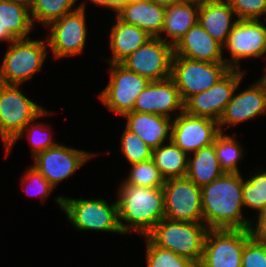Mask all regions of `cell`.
<instances>
[{
    "label": "cell",
    "mask_w": 266,
    "mask_h": 267,
    "mask_svg": "<svg viewBox=\"0 0 266 267\" xmlns=\"http://www.w3.org/2000/svg\"><path fill=\"white\" fill-rule=\"evenodd\" d=\"M243 176L225 173L201 188L203 223L209 229H249L242 212Z\"/></svg>",
    "instance_id": "obj_1"
},
{
    "label": "cell",
    "mask_w": 266,
    "mask_h": 267,
    "mask_svg": "<svg viewBox=\"0 0 266 267\" xmlns=\"http://www.w3.org/2000/svg\"><path fill=\"white\" fill-rule=\"evenodd\" d=\"M118 219L124 234L131 231L147 236L165 218L163 188L126 184L118 186Z\"/></svg>",
    "instance_id": "obj_2"
},
{
    "label": "cell",
    "mask_w": 266,
    "mask_h": 267,
    "mask_svg": "<svg viewBox=\"0 0 266 267\" xmlns=\"http://www.w3.org/2000/svg\"><path fill=\"white\" fill-rule=\"evenodd\" d=\"M68 221L80 231L113 232L123 235L118 219L117 201L111 205L105 199H73L55 197Z\"/></svg>",
    "instance_id": "obj_3"
},
{
    "label": "cell",
    "mask_w": 266,
    "mask_h": 267,
    "mask_svg": "<svg viewBox=\"0 0 266 267\" xmlns=\"http://www.w3.org/2000/svg\"><path fill=\"white\" fill-rule=\"evenodd\" d=\"M209 228L203 223L162 219L147 237L158 247L200 261Z\"/></svg>",
    "instance_id": "obj_4"
},
{
    "label": "cell",
    "mask_w": 266,
    "mask_h": 267,
    "mask_svg": "<svg viewBox=\"0 0 266 267\" xmlns=\"http://www.w3.org/2000/svg\"><path fill=\"white\" fill-rule=\"evenodd\" d=\"M0 65V83L21 85L40 71L47 56V40L17 39L9 44Z\"/></svg>",
    "instance_id": "obj_5"
},
{
    "label": "cell",
    "mask_w": 266,
    "mask_h": 267,
    "mask_svg": "<svg viewBox=\"0 0 266 267\" xmlns=\"http://www.w3.org/2000/svg\"><path fill=\"white\" fill-rule=\"evenodd\" d=\"M19 87L0 83V137L4 149L45 110L26 97Z\"/></svg>",
    "instance_id": "obj_6"
},
{
    "label": "cell",
    "mask_w": 266,
    "mask_h": 267,
    "mask_svg": "<svg viewBox=\"0 0 266 267\" xmlns=\"http://www.w3.org/2000/svg\"><path fill=\"white\" fill-rule=\"evenodd\" d=\"M226 63H213L173 56L171 78L185 102L190 96L208 90L229 71Z\"/></svg>",
    "instance_id": "obj_7"
},
{
    "label": "cell",
    "mask_w": 266,
    "mask_h": 267,
    "mask_svg": "<svg viewBox=\"0 0 266 267\" xmlns=\"http://www.w3.org/2000/svg\"><path fill=\"white\" fill-rule=\"evenodd\" d=\"M249 229H209L198 267H241Z\"/></svg>",
    "instance_id": "obj_8"
},
{
    "label": "cell",
    "mask_w": 266,
    "mask_h": 267,
    "mask_svg": "<svg viewBox=\"0 0 266 267\" xmlns=\"http://www.w3.org/2000/svg\"><path fill=\"white\" fill-rule=\"evenodd\" d=\"M109 65L111 66L109 82L98 97L106 108L123 116L133 111L136 97L150 81L127 69L121 63Z\"/></svg>",
    "instance_id": "obj_9"
},
{
    "label": "cell",
    "mask_w": 266,
    "mask_h": 267,
    "mask_svg": "<svg viewBox=\"0 0 266 267\" xmlns=\"http://www.w3.org/2000/svg\"><path fill=\"white\" fill-rule=\"evenodd\" d=\"M85 2L78 8L50 23L48 47L56 59L81 54L87 38Z\"/></svg>",
    "instance_id": "obj_10"
},
{
    "label": "cell",
    "mask_w": 266,
    "mask_h": 267,
    "mask_svg": "<svg viewBox=\"0 0 266 267\" xmlns=\"http://www.w3.org/2000/svg\"><path fill=\"white\" fill-rule=\"evenodd\" d=\"M165 218L172 221L203 222L201 188L187 177L165 180Z\"/></svg>",
    "instance_id": "obj_11"
},
{
    "label": "cell",
    "mask_w": 266,
    "mask_h": 267,
    "mask_svg": "<svg viewBox=\"0 0 266 267\" xmlns=\"http://www.w3.org/2000/svg\"><path fill=\"white\" fill-rule=\"evenodd\" d=\"M224 48L230 53V60L224 59L230 69L241 70L242 59L259 58L266 54L265 22L255 19H238L234 24Z\"/></svg>",
    "instance_id": "obj_12"
},
{
    "label": "cell",
    "mask_w": 266,
    "mask_h": 267,
    "mask_svg": "<svg viewBox=\"0 0 266 267\" xmlns=\"http://www.w3.org/2000/svg\"><path fill=\"white\" fill-rule=\"evenodd\" d=\"M174 49L160 38H152L131 53L121 64L136 74L151 81L171 77Z\"/></svg>",
    "instance_id": "obj_13"
},
{
    "label": "cell",
    "mask_w": 266,
    "mask_h": 267,
    "mask_svg": "<svg viewBox=\"0 0 266 267\" xmlns=\"http://www.w3.org/2000/svg\"><path fill=\"white\" fill-rule=\"evenodd\" d=\"M244 73L242 70L231 69L208 90L190 96L184 102V111L193 116L207 117L219 121L237 85L245 77Z\"/></svg>",
    "instance_id": "obj_14"
},
{
    "label": "cell",
    "mask_w": 266,
    "mask_h": 267,
    "mask_svg": "<svg viewBox=\"0 0 266 267\" xmlns=\"http://www.w3.org/2000/svg\"><path fill=\"white\" fill-rule=\"evenodd\" d=\"M96 155L58 143L36 154L33 157V166L53 187H56L59 182L73 175L85 162Z\"/></svg>",
    "instance_id": "obj_15"
},
{
    "label": "cell",
    "mask_w": 266,
    "mask_h": 267,
    "mask_svg": "<svg viewBox=\"0 0 266 267\" xmlns=\"http://www.w3.org/2000/svg\"><path fill=\"white\" fill-rule=\"evenodd\" d=\"M172 120L171 141L188 155L212 145L221 133L218 121L185 111Z\"/></svg>",
    "instance_id": "obj_16"
},
{
    "label": "cell",
    "mask_w": 266,
    "mask_h": 267,
    "mask_svg": "<svg viewBox=\"0 0 266 267\" xmlns=\"http://www.w3.org/2000/svg\"><path fill=\"white\" fill-rule=\"evenodd\" d=\"M237 85L230 102L218 121L219 129L223 131V126H235L246 120H251L257 116L266 114V85L259 79L252 83L250 87L236 94L240 87Z\"/></svg>",
    "instance_id": "obj_17"
},
{
    "label": "cell",
    "mask_w": 266,
    "mask_h": 267,
    "mask_svg": "<svg viewBox=\"0 0 266 267\" xmlns=\"http://www.w3.org/2000/svg\"><path fill=\"white\" fill-rule=\"evenodd\" d=\"M176 110L179 114L182 113L184 102L171 77L161 81H151L136 97L133 109L136 112L153 113L172 119L179 115ZM174 111L177 114H171Z\"/></svg>",
    "instance_id": "obj_18"
},
{
    "label": "cell",
    "mask_w": 266,
    "mask_h": 267,
    "mask_svg": "<svg viewBox=\"0 0 266 267\" xmlns=\"http://www.w3.org/2000/svg\"><path fill=\"white\" fill-rule=\"evenodd\" d=\"M174 55L192 60L225 63L223 45L213 39L197 22L174 46Z\"/></svg>",
    "instance_id": "obj_19"
},
{
    "label": "cell",
    "mask_w": 266,
    "mask_h": 267,
    "mask_svg": "<svg viewBox=\"0 0 266 267\" xmlns=\"http://www.w3.org/2000/svg\"><path fill=\"white\" fill-rule=\"evenodd\" d=\"M123 117L126 119L125 127L136 133L151 149L171 141L172 118L136 111L128 112Z\"/></svg>",
    "instance_id": "obj_20"
},
{
    "label": "cell",
    "mask_w": 266,
    "mask_h": 267,
    "mask_svg": "<svg viewBox=\"0 0 266 267\" xmlns=\"http://www.w3.org/2000/svg\"><path fill=\"white\" fill-rule=\"evenodd\" d=\"M233 16L236 14L227 0H209L200 4L198 22L213 39L224 45L238 20Z\"/></svg>",
    "instance_id": "obj_21"
},
{
    "label": "cell",
    "mask_w": 266,
    "mask_h": 267,
    "mask_svg": "<svg viewBox=\"0 0 266 267\" xmlns=\"http://www.w3.org/2000/svg\"><path fill=\"white\" fill-rule=\"evenodd\" d=\"M166 8L151 1H128L115 17L126 24L134 25L158 38L163 30Z\"/></svg>",
    "instance_id": "obj_22"
},
{
    "label": "cell",
    "mask_w": 266,
    "mask_h": 267,
    "mask_svg": "<svg viewBox=\"0 0 266 267\" xmlns=\"http://www.w3.org/2000/svg\"><path fill=\"white\" fill-rule=\"evenodd\" d=\"M199 7V3L182 0L166 7L163 30L158 38L174 46L198 22Z\"/></svg>",
    "instance_id": "obj_23"
},
{
    "label": "cell",
    "mask_w": 266,
    "mask_h": 267,
    "mask_svg": "<svg viewBox=\"0 0 266 267\" xmlns=\"http://www.w3.org/2000/svg\"><path fill=\"white\" fill-rule=\"evenodd\" d=\"M116 19V22L114 21L112 28H110L109 46L112 58L106 59L109 64L121 63L131 53L153 38L139 27L126 24L117 17Z\"/></svg>",
    "instance_id": "obj_24"
},
{
    "label": "cell",
    "mask_w": 266,
    "mask_h": 267,
    "mask_svg": "<svg viewBox=\"0 0 266 267\" xmlns=\"http://www.w3.org/2000/svg\"><path fill=\"white\" fill-rule=\"evenodd\" d=\"M193 154V155H192ZM188 155V169L186 177L202 188L225 174L215 150V146L199 149Z\"/></svg>",
    "instance_id": "obj_25"
},
{
    "label": "cell",
    "mask_w": 266,
    "mask_h": 267,
    "mask_svg": "<svg viewBox=\"0 0 266 267\" xmlns=\"http://www.w3.org/2000/svg\"><path fill=\"white\" fill-rule=\"evenodd\" d=\"M0 22L3 26V41L12 43L28 36L34 25L30 10L22 5L0 0Z\"/></svg>",
    "instance_id": "obj_26"
},
{
    "label": "cell",
    "mask_w": 266,
    "mask_h": 267,
    "mask_svg": "<svg viewBox=\"0 0 266 267\" xmlns=\"http://www.w3.org/2000/svg\"><path fill=\"white\" fill-rule=\"evenodd\" d=\"M152 160L165 180L186 177L188 155L172 141L152 149Z\"/></svg>",
    "instance_id": "obj_27"
},
{
    "label": "cell",
    "mask_w": 266,
    "mask_h": 267,
    "mask_svg": "<svg viewBox=\"0 0 266 267\" xmlns=\"http://www.w3.org/2000/svg\"><path fill=\"white\" fill-rule=\"evenodd\" d=\"M77 1L78 0H32L30 15L33 25L36 26L35 23L37 22L47 28L53 21L75 11L78 8L74 7Z\"/></svg>",
    "instance_id": "obj_28"
},
{
    "label": "cell",
    "mask_w": 266,
    "mask_h": 267,
    "mask_svg": "<svg viewBox=\"0 0 266 267\" xmlns=\"http://www.w3.org/2000/svg\"><path fill=\"white\" fill-rule=\"evenodd\" d=\"M50 112H48L46 109L36 118L34 121L29 122L22 132L5 148V154L8 156L9 151L13 149L15 143L18 141L20 137H23V134H26L27 138L30 141L31 144V152L32 156L34 157L36 154L49 149L53 146H56L58 143L54 142L52 139V132L51 130L49 131L48 127L43 124V123H36L35 120L41 118L42 116H47L49 115ZM34 122V123H33ZM46 127V128H45ZM28 130V131H27Z\"/></svg>",
    "instance_id": "obj_29"
},
{
    "label": "cell",
    "mask_w": 266,
    "mask_h": 267,
    "mask_svg": "<svg viewBox=\"0 0 266 267\" xmlns=\"http://www.w3.org/2000/svg\"><path fill=\"white\" fill-rule=\"evenodd\" d=\"M218 161L225 173H240L238 162L244 155V149L234 137L221 132L214 141ZM240 160V161H239Z\"/></svg>",
    "instance_id": "obj_30"
},
{
    "label": "cell",
    "mask_w": 266,
    "mask_h": 267,
    "mask_svg": "<svg viewBox=\"0 0 266 267\" xmlns=\"http://www.w3.org/2000/svg\"><path fill=\"white\" fill-rule=\"evenodd\" d=\"M130 166V173L123 180L126 184L147 188H163L165 179L152 159Z\"/></svg>",
    "instance_id": "obj_31"
},
{
    "label": "cell",
    "mask_w": 266,
    "mask_h": 267,
    "mask_svg": "<svg viewBox=\"0 0 266 267\" xmlns=\"http://www.w3.org/2000/svg\"><path fill=\"white\" fill-rule=\"evenodd\" d=\"M145 238L147 267H198V262L160 248L147 236Z\"/></svg>",
    "instance_id": "obj_32"
},
{
    "label": "cell",
    "mask_w": 266,
    "mask_h": 267,
    "mask_svg": "<svg viewBox=\"0 0 266 267\" xmlns=\"http://www.w3.org/2000/svg\"><path fill=\"white\" fill-rule=\"evenodd\" d=\"M262 171V172H261ZM257 171L247 180L243 177V205L258 213L266 209V171Z\"/></svg>",
    "instance_id": "obj_33"
},
{
    "label": "cell",
    "mask_w": 266,
    "mask_h": 267,
    "mask_svg": "<svg viewBox=\"0 0 266 267\" xmlns=\"http://www.w3.org/2000/svg\"><path fill=\"white\" fill-rule=\"evenodd\" d=\"M121 152L128 163L135 164L152 159V149L126 127L121 135Z\"/></svg>",
    "instance_id": "obj_34"
},
{
    "label": "cell",
    "mask_w": 266,
    "mask_h": 267,
    "mask_svg": "<svg viewBox=\"0 0 266 267\" xmlns=\"http://www.w3.org/2000/svg\"><path fill=\"white\" fill-rule=\"evenodd\" d=\"M23 176L24 177L21 178V181L24 186L26 185L25 188L23 187V189L26 190V194L39 196L43 202L48 198V195H50L55 188L34 166H31L29 169H27L25 175ZM30 189L32 190L31 192Z\"/></svg>",
    "instance_id": "obj_35"
},
{
    "label": "cell",
    "mask_w": 266,
    "mask_h": 267,
    "mask_svg": "<svg viewBox=\"0 0 266 267\" xmlns=\"http://www.w3.org/2000/svg\"><path fill=\"white\" fill-rule=\"evenodd\" d=\"M234 10L237 19L260 20L266 15V0H227Z\"/></svg>",
    "instance_id": "obj_36"
},
{
    "label": "cell",
    "mask_w": 266,
    "mask_h": 267,
    "mask_svg": "<svg viewBox=\"0 0 266 267\" xmlns=\"http://www.w3.org/2000/svg\"><path fill=\"white\" fill-rule=\"evenodd\" d=\"M241 267H266V242L250 237L242 254Z\"/></svg>",
    "instance_id": "obj_37"
},
{
    "label": "cell",
    "mask_w": 266,
    "mask_h": 267,
    "mask_svg": "<svg viewBox=\"0 0 266 267\" xmlns=\"http://www.w3.org/2000/svg\"><path fill=\"white\" fill-rule=\"evenodd\" d=\"M258 218L255 221H251L249 232L253 239L261 242H266V209L258 213Z\"/></svg>",
    "instance_id": "obj_38"
},
{
    "label": "cell",
    "mask_w": 266,
    "mask_h": 267,
    "mask_svg": "<svg viewBox=\"0 0 266 267\" xmlns=\"http://www.w3.org/2000/svg\"><path fill=\"white\" fill-rule=\"evenodd\" d=\"M129 0H109V9L118 12Z\"/></svg>",
    "instance_id": "obj_39"
},
{
    "label": "cell",
    "mask_w": 266,
    "mask_h": 267,
    "mask_svg": "<svg viewBox=\"0 0 266 267\" xmlns=\"http://www.w3.org/2000/svg\"><path fill=\"white\" fill-rule=\"evenodd\" d=\"M150 1L166 8L169 7L171 4L178 2L179 0H150Z\"/></svg>",
    "instance_id": "obj_40"
},
{
    "label": "cell",
    "mask_w": 266,
    "mask_h": 267,
    "mask_svg": "<svg viewBox=\"0 0 266 267\" xmlns=\"http://www.w3.org/2000/svg\"><path fill=\"white\" fill-rule=\"evenodd\" d=\"M5 1L25 6L29 10H30L31 4H32V0H5Z\"/></svg>",
    "instance_id": "obj_41"
},
{
    "label": "cell",
    "mask_w": 266,
    "mask_h": 267,
    "mask_svg": "<svg viewBox=\"0 0 266 267\" xmlns=\"http://www.w3.org/2000/svg\"><path fill=\"white\" fill-rule=\"evenodd\" d=\"M90 1H92V3L100 7L109 8V0H90Z\"/></svg>",
    "instance_id": "obj_42"
},
{
    "label": "cell",
    "mask_w": 266,
    "mask_h": 267,
    "mask_svg": "<svg viewBox=\"0 0 266 267\" xmlns=\"http://www.w3.org/2000/svg\"><path fill=\"white\" fill-rule=\"evenodd\" d=\"M0 41H3V26L2 23L0 22Z\"/></svg>",
    "instance_id": "obj_43"
},
{
    "label": "cell",
    "mask_w": 266,
    "mask_h": 267,
    "mask_svg": "<svg viewBox=\"0 0 266 267\" xmlns=\"http://www.w3.org/2000/svg\"><path fill=\"white\" fill-rule=\"evenodd\" d=\"M182 1L196 2V3L201 4V3L205 2V1H209V0H182Z\"/></svg>",
    "instance_id": "obj_44"
},
{
    "label": "cell",
    "mask_w": 266,
    "mask_h": 267,
    "mask_svg": "<svg viewBox=\"0 0 266 267\" xmlns=\"http://www.w3.org/2000/svg\"><path fill=\"white\" fill-rule=\"evenodd\" d=\"M260 79H261V80L265 83V85H266V73H265V75H263Z\"/></svg>",
    "instance_id": "obj_45"
},
{
    "label": "cell",
    "mask_w": 266,
    "mask_h": 267,
    "mask_svg": "<svg viewBox=\"0 0 266 267\" xmlns=\"http://www.w3.org/2000/svg\"><path fill=\"white\" fill-rule=\"evenodd\" d=\"M129 1H132V2H145V1H150V0H129Z\"/></svg>",
    "instance_id": "obj_46"
}]
</instances>
